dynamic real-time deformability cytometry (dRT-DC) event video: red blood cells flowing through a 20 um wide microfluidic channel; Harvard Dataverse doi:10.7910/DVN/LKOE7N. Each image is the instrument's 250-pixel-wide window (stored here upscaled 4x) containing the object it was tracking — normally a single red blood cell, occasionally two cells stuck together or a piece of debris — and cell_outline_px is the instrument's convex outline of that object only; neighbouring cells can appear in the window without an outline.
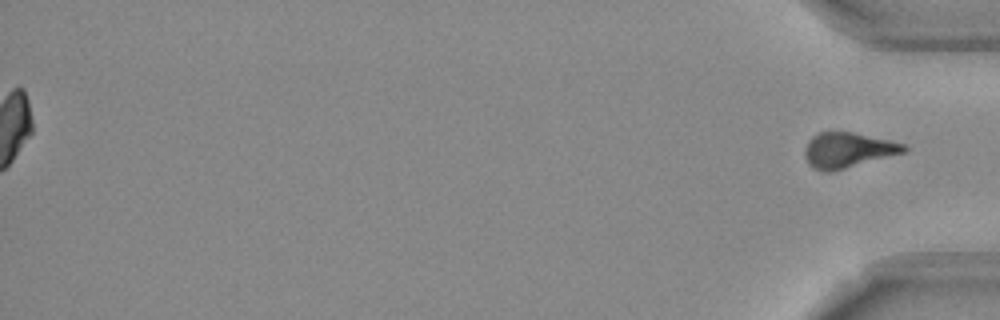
{"species": "Egyptian fruit bat (a non-hibernating species)", "species_latin": "Rousettus aegyptiacus", "temperature_condition": "room temperature", "stored_images_in_passage": 45, "segment_of_instrument_passage": [2, 2], "camera_frame_rate_fps": 3000, "um_per_image_px": 0.085, "frame": {"image": 1, "passage_image": 45, "time_ms": 14.667, "image_size_px": [1000, 320], "cell_outline_px": [[908, 148], [904, 152], [832, 172], [824, 172], [812, 168], [808, 164], [804, 156], [804, 148], [808, 140], [812, 136], [820, 132], [852, 132], [888, 140], [904, 144]], "centroid_in_image_um": [72.0, 12.77], "position_along_channel_um": 363.2, "area_um2": 20.29}}